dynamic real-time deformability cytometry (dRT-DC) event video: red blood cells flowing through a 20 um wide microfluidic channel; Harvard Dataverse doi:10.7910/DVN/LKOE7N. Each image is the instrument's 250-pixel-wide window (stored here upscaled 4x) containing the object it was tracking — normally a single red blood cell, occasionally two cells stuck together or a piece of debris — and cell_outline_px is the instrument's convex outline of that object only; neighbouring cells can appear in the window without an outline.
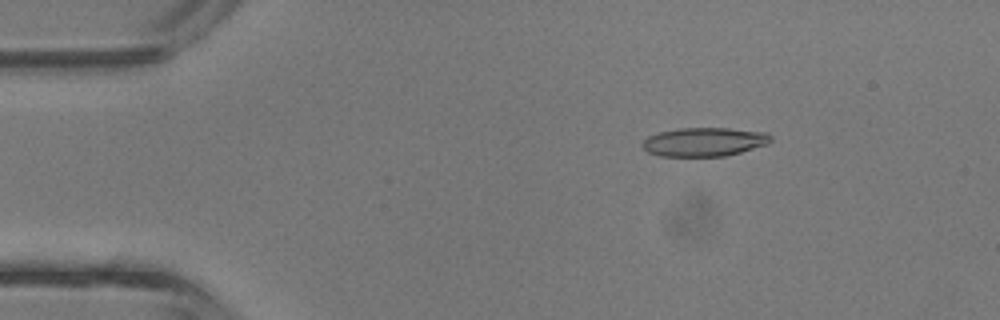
{"species": "common noctule bat (a hibernating species)", "species_latin": "Nyctalus noctula", "temperature_condition": "room temperature", "stored_images_in_passage": 20, "camera_frame_rate_fps": 3000, "um_per_image_px": 0.085, "animal": {"sex": "male", "body_mass_g": 13.3}, "frame": {"image": 1, "passage_image": 1, "time_ms": 0.0, "image_size_px": [1000, 320], "cell_outline_px": [[772, 140], [768, 144], [740, 152], [724, 156], [660, 156], [648, 152], [644, 148], [644, 140], [648, 136], [660, 132], [680, 128], [728, 128], [768, 132], [772, 136]], "centroid_in_image_um": [59.91, 12.05], "position_along_channel_um": 25.1, "area_um2": 21.44}}
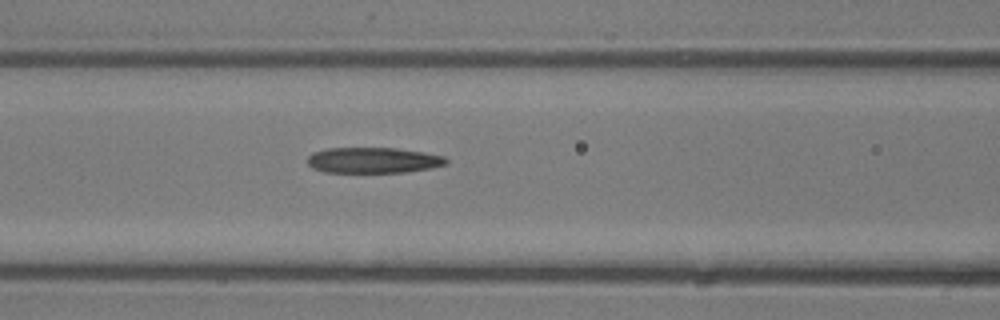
{"frame": {"image": 2, "passage_image": 12, "time_ms": 3.667, "image_size_px": [1000, 320], "cell_outline_px": [[448, 164], [432, 168], [408, 172], [324, 172], [312, 168], [308, 164], [308, 156], [312, 152], [328, 148], [396, 148], [424, 152], [444, 156], [448, 160]], "centroid_in_image_um": [31.74, 13.62], "position_along_channel_um": 134.9, "area_um2": 20.92}}
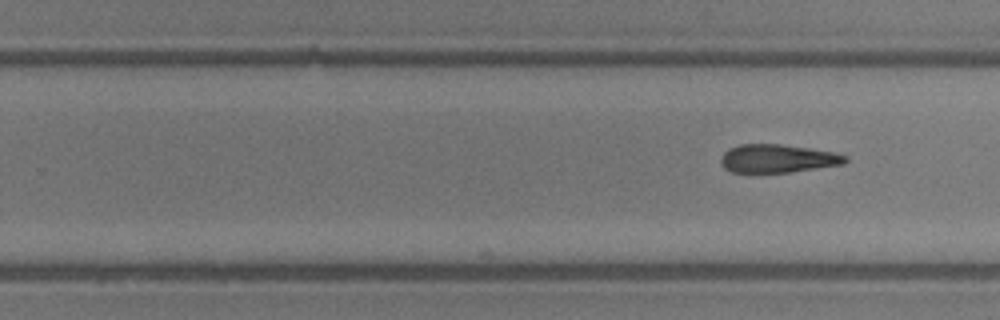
{"frame": {"image": 3, "passage_image": 20, "time_ms": 6.333, "image_size_px": [1000, 320], "cell_outline_px": [[848, 160], [844, 164], [788, 172], [732, 172], [724, 168], [720, 164], [720, 160], [724, 152], [728, 148], [740, 144], [780, 144], [836, 152], [848, 156]], "centroid_in_image_um": [66.1, 13.47], "position_along_channel_um": 263.7, "area_um2": 20.52}}